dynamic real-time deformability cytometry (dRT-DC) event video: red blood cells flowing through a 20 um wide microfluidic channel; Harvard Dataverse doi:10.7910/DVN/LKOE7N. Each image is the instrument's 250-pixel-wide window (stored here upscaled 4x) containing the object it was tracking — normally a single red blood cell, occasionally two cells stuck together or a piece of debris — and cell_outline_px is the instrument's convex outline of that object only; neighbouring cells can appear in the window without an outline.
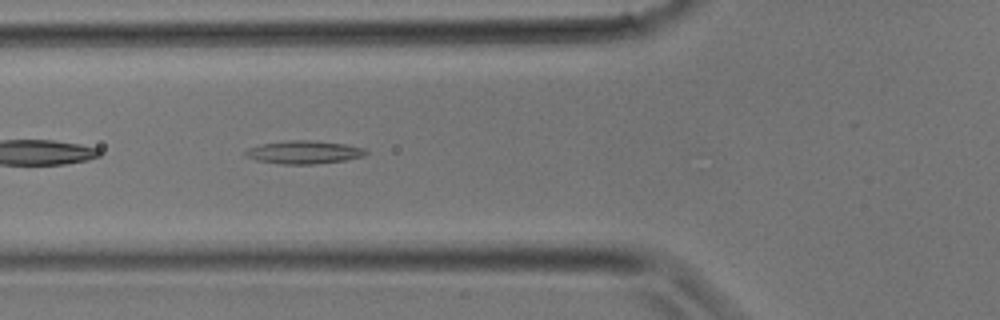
{"species": "common noctule bat (a hibernating species)", "species_latin": "Nyctalus noctula", "temperature_condition": "room temperature", "stored_images_in_passage": 11, "camera_frame_rate_fps": 3000, "um_per_image_px": 0.085, "animal": {"sex": "male", "body_mass_g": 17.9}, "frame": {"image": 1, "passage_image": 11, "time_ms": 3.333, "image_size_px": [1000, 320], "cell_outline_px": [[368, 152], [364, 156], [344, 160], [312, 164], [280, 164], [256, 160], [244, 156], [244, 152], [248, 148], [260, 144], [292, 140], [308, 140], [344, 144], [364, 148]], "centroid_in_image_um": [25.79, 12.94], "position_along_channel_um": 100.0, "area_um2": 16.07}}